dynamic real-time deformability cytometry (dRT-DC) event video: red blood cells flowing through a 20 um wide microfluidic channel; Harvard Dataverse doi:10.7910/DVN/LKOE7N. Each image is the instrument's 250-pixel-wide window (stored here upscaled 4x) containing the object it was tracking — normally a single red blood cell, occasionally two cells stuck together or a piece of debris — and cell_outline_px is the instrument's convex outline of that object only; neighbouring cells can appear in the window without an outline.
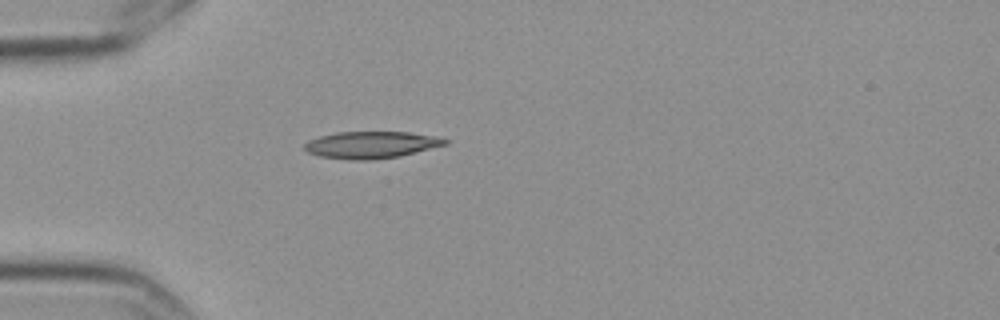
{"species": "Egyptian fruit bat (a non-hibernating species)", "species_latin": "Rousettus aegyptiacus", "temperature_condition": "cold", "stored_images_in_passage": 1, "camera_frame_rate_fps": 3000, "um_per_image_px": 0.085, "frame": {"image": 1, "passage_image": 1, "time_ms": 0.0, "image_size_px": [1000, 320], "cell_outline_px": [[448, 144], [400, 156], [372, 160], [352, 160], [320, 156], [308, 152], [304, 148], [304, 144], [308, 140], [320, 136], [336, 132], [408, 132], [436, 136], [448, 140]], "centroid_in_image_um": [31.55, 12.31], "position_along_channel_um": 53.4, "area_um2": 22.02}}